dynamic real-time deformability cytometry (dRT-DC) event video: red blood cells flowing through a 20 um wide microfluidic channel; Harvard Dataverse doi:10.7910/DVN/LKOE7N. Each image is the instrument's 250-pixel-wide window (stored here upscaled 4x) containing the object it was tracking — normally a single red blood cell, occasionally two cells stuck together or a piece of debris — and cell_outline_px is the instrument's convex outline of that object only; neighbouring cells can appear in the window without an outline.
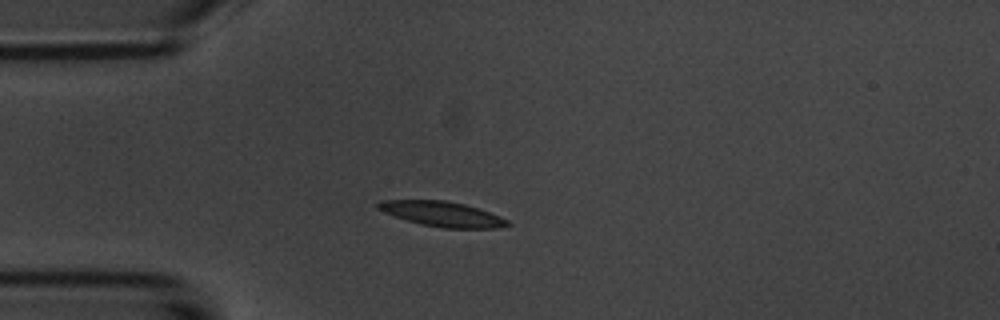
{"species": "common noctule bat (a hibernating species)", "species_latin": "Nyctalus noctula", "temperature_condition": "room temperature", "stored_images_in_passage": 4, "camera_frame_rate_fps": 3000, "um_per_image_px": 0.085, "animal": {"sex": "male", "body_mass_g": 20.1, "forearm_length_mm": 53.5}, "frame": {"image": 1, "passage_image": 3, "time_ms": 2.333, "image_size_px": [1000, 320], "cell_outline_px": [[512, 224], [496, 228], [440, 228], [420, 224], [384, 212], [376, 208], [376, 204], [380, 200], [444, 200], [464, 204], [500, 216], [508, 220]], "centroid_in_image_um": [37.57, 18.19], "position_along_channel_um": 47.4, "area_um2": 18.73}}